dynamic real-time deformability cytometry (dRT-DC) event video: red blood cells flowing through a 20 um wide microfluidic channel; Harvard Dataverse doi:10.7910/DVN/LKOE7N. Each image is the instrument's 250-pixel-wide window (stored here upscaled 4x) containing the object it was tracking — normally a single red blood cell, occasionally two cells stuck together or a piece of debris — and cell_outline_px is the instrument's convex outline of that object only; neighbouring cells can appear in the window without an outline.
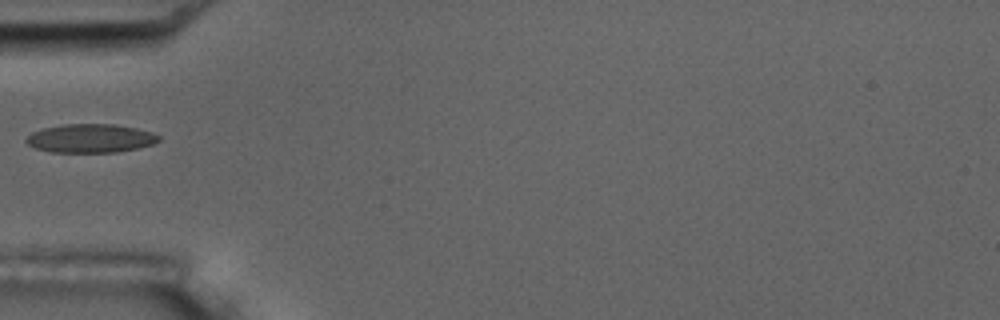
{"species": "common noctule bat (a hibernating species)", "species_latin": "Nyctalus noctula", "temperature_condition": "room temperature", "stored_images_in_passage": 1, "camera_frame_rate_fps": 3000, "um_per_image_px": 0.085, "animal": {"sex": "male", "body_mass_g": 17.5, "forearm_length_mm": 52.3}, "frame": {"image": 1, "passage_image": 1, "time_ms": 0.0, "image_size_px": [1000, 320], "cell_outline_px": [[160, 140], [152, 144], [136, 148], [116, 152], [52, 152], [36, 148], [28, 144], [24, 140], [32, 132], [44, 128], [64, 124], [116, 124], [136, 128], [152, 132], [160, 136]], "centroid_in_image_um": [7.7, 11.75], "position_along_channel_um": 77.3, "area_um2": 22.02}}